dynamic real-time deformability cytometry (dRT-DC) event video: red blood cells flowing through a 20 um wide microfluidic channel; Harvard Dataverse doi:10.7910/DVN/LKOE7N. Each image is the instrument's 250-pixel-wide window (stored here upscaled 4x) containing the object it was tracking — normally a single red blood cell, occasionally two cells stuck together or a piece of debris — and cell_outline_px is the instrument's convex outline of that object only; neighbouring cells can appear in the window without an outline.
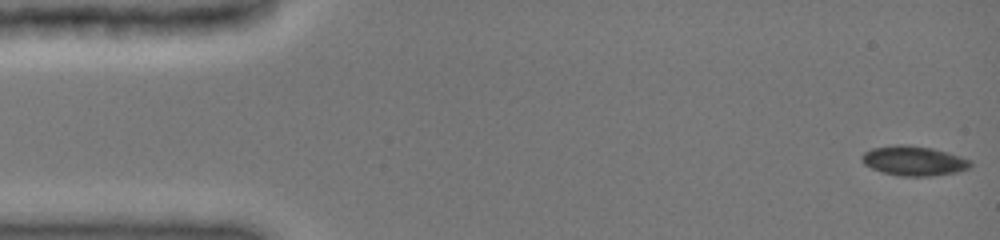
{"species": "common noctule bat (a hibernating species)", "species_latin": "Nyctalus noctula", "temperature_condition": "cold", "stored_images_in_passage": 25, "camera_frame_rate_fps": 3000, "um_per_image_px": 0.085, "animal": {"sex": "female", "body_mass_g": 19.0, "forearm_length_mm": 51.5}, "frame": {"image": 1, "passage_image": 1, "time_ms": 0.0, "image_size_px": [1000, 240], "cell_outline_px": [[972, 164], [968, 168], [956, 172], [932, 176], [900, 176], [884, 172], [872, 168], [864, 164], [860, 160], [860, 156], [864, 152], [872, 148], [896, 144], [908, 144], [932, 148], [948, 152], [972, 160]], "centroid_in_image_um": [77.66, 13.65], "position_along_channel_um": 7.3, "area_um2": 18.9}}
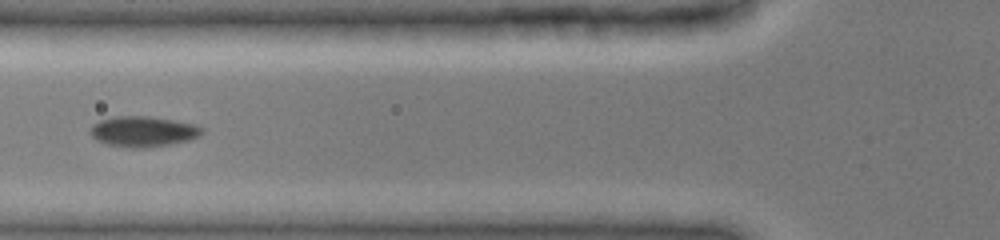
{"frame": {"image": 2, "passage_image": 15, "time_ms": 5.667, "image_size_px": [1000, 240], "cell_outline_px": [[204, 132], [200, 136], [188, 140], [168, 144], [144, 148], [132, 148], [108, 144], [96, 140], [88, 132], [92, 124], [100, 120], [116, 116], [148, 116], [196, 124], [204, 128]], "centroid_in_image_um": [12.16, 11.17], "position_along_channel_um": 113.6, "area_um2": 19.88}}
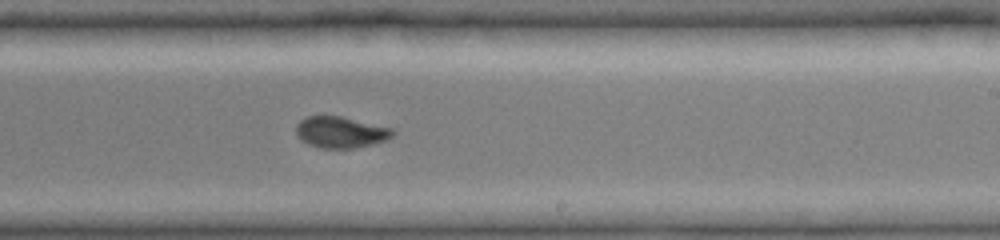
{"frame": {"image": 3, "passage_image": 25, "time_ms": 9.333, "image_size_px": [1000, 240], "cell_outline_px": [[396, 132], [388, 140], [356, 148], [320, 148], [308, 144], [300, 140], [296, 136], [296, 124], [300, 120], [308, 116], [324, 112], [392, 128]], "centroid_in_image_um": [28.91, 11.2], "position_along_channel_um": 260.1, "area_um2": 18.26}}